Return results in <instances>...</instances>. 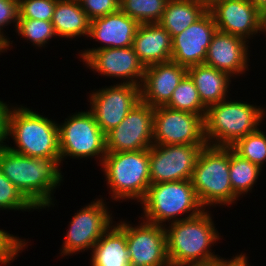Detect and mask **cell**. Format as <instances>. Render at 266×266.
<instances>
[{"label": "cell", "instance_id": "1", "mask_svg": "<svg viewBox=\"0 0 266 266\" xmlns=\"http://www.w3.org/2000/svg\"><path fill=\"white\" fill-rule=\"evenodd\" d=\"M59 167L53 158H33L0 148L3 174L36 209L53 205L51 195L63 180Z\"/></svg>", "mask_w": 266, "mask_h": 266}, {"label": "cell", "instance_id": "2", "mask_svg": "<svg viewBox=\"0 0 266 266\" xmlns=\"http://www.w3.org/2000/svg\"><path fill=\"white\" fill-rule=\"evenodd\" d=\"M211 218L210 213L203 210L195 217L171 222L169 229L165 228L170 263L187 265L220 258L210 249L220 239Z\"/></svg>", "mask_w": 266, "mask_h": 266}, {"label": "cell", "instance_id": "3", "mask_svg": "<svg viewBox=\"0 0 266 266\" xmlns=\"http://www.w3.org/2000/svg\"><path fill=\"white\" fill-rule=\"evenodd\" d=\"M7 136L13 137L16 147L11 151L33 158H53L61 162L58 124L27 107L11 108Z\"/></svg>", "mask_w": 266, "mask_h": 266}, {"label": "cell", "instance_id": "4", "mask_svg": "<svg viewBox=\"0 0 266 266\" xmlns=\"http://www.w3.org/2000/svg\"><path fill=\"white\" fill-rule=\"evenodd\" d=\"M264 116L263 108L246 102L225 99L212 104L204 118L205 141L211 146L231 147L257 130Z\"/></svg>", "mask_w": 266, "mask_h": 266}, {"label": "cell", "instance_id": "5", "mask_svg": "<svg viewBox=\"0 0 266 266\" xmlns=\"http://www.w3.org/2000/svg\"><path fill=\"white\" fill-rule=\"evenodd\" d=\"M191 183L201 206L230 205L238 200L229 179V147L206 145L200 152Z\"/></svg>", "mask_w": 266, "mask_h": 266}, {"label": "cell", "instance_id": "6", "mask_svg": "<svg viewBox=\"0 0 266 266\" xmlns=\"http://www.w3.org/2000/svg\"><path fill=\"white\" fill-rule=\"evenodd\" d=\"M101 166L114 200L144 199L151 185L149 149L107 152Z\"/></svg>", "mask_w": 266, "mask_h": 266}, {"label": "cell", "instance_id": "7", "mask_svg": "<svg viewBox=\"0 0 266 266\" xmlns=\"http://www.w3.org/2000/svg\"><path fill=\"white\" fill-rule=\"evenodd\" d=\"M140 203L143 205L146 222L164 226L162 223L171 219V222L189 219L205 210L196 196L191 180L151 184ZM184 213L189 215L177 218Z\"/></svg>", "mask_w": 266, "mask_h": 266}, {"label": "cell", "instance_id": "8", "mask_svg": "<svg viewBox=\"0 0 266 266\" xmlns=\"http://www.w3.org/2000/svg\"><path fill=\"white\" fill-rule=\"evenodd\" d=\"M58 125L61 161L64 157H99L100 165L107 153L106 134L100 130L90 111L78 112Z\"/></svg>", "mask_w": 266, "mask_h": 266}, {"label": "cell", "instance_id": "9", "mask_svg": "<svg viewBox=\"0 0 266 266\" xmlns=\"http://www.w3.org/2000/svg\"><path fill=\"white\" fill-rule=\"evenodd\" d=\"M154 145L207 144L204 136V118L192 112L168 106L154 108Z\"/></svg>", "mask_w": 266, "mask_h": 266}, {"label": "cell", "instance_id": "10", "mask_svg": "<svg viewBox=\"0 0 266 266\" xmlns=\"http://www.w3.org/2000/svg\"><path fill=\"white\" fill-rule=\"evenodd\" d=\"M206 145L153 144L149 148L151 184L191 180L197 158Z\"/></svg>", "mask_w": 266, "mask_h": 266}, {"label": "cell", "instance_id": "11", "mask_svg": "<svg viewBox=\"0 0 266 266\" xmlns=\"http://www.w3.org/2000/svg\"><path fill=\"white\" fill-rule=\"evenodd\" d=\"M104 201L98 199L77 212L70 221L61 254L70 255L92 249L112 226V217Z\"/></svg>", "mask_w": 266, "mask_h": 266}, {"label": "cell", "instance_id": "12", "mask_svg": "<svg viewBox=\"0 0 266 266\" xmlns=\"http://www.w3.org/2000/svg\"><path fill=\"white\" fill-rule=\"evenodd\" d=\"M136 227L120 221L126 234L130 266H164L169 263L164 225L142 221Z\"/></svg>", "mask_w": 266, "mask_h": 266}, {"label": "cell", "instance_id": "13", "mask_svg": "<svg viewBox=\"0 0 266 266\" xmlns=\"http://www.w3.org/2000/svg\"><path fill=\"white\" fill-rule=\"evenodd\" d=\"M153 122L154 108L140 101L106 134L107 152L149 149L153 145Z\"/></svg>", "mask_w": 266, "mask_h": 266}, {"label": "cell", "instance_id": "14", "mask_svg": "<svg viewBox=\"0 0 266 266\" xmlns=\"http://www.w3.org/2000/svg\"><path fill=\"white\" fill-rule=\"evenodd\" d=\"M89 110L101 131L107 134L118 126L128 112L141 101L140 86L125 81L90 94Z\"/></svg>", "mask_w": 266, "mask_h": 266}, {"label": "cell", "instance_id": "15", "mask_svg": "<svg viewBox=\"0 0 266 266\" xmlns=\"http://www.w3.org/2000/svg\"><path fill=\"white\" fill-rule=\"evenodd\" d=\"M208 10L221 32L246 41L260 33L263 14L251 0H208Z\"/></svg>", "mask_w": 266, "mask_h": 266}, {"label": "cell", "instance_id": "16", "mask_svg": "<svg viewBox=\"0 0 266 266\" xmlns=\"http://www.w3.org/2000/svg\"><path fill=\"white\" fill-rule=\"evenodd\" d=\"M217 27L208 10L200 19L172 38L171 61L189 68L204 64Z\"/></svg>", "mask_w": 266, "mask_h": 266}, {"label": "cell", "instance_id": "17", "mask_svg": "<svg viewBox=\"0 0 266 266\" xmlns=\"http://www.w3.org/2000/svg\"><path fill=\"white\" fill-rule=\"evenodd\" d=\"M83 62L101 75L118 77L121 80L123 78L126 83L136 86H141L144 78L145 66L139 61L132 46L99 49L92 52Z\"/></svg>", "mask_w": 266, "mask_h": 266}, {"label": "cell", "instance_id": "18", "mask_svg": "<svg viewBox=\"0 0 266 266\" xmlns=\"http://www.w3.org/2000/svg\"><path fill=\"white\" fill-rule=\"evenodd\" d=\"M139 25L135 19L120 10L90 21L88 37L100 41L104 46L82 51V60L99 49L131 47Z\"/></svg>", "mask_w": 266, "mask_h": 266}, {"label": "cell", "instance_id": "19", "mask_svg": "<svg viewBox=\"0 0 266 266\" xmlns=\"http://www.w3.org/2000/svg\"><path fill=\"white\" fill-rule=\"evenodd\" d=\"M186 74L187 68L172 61L146 66L140 86L141 101L153 108L166 105Z\"/></svg>", "mask_w": 266, "mask_h": 266}, {"label": "cell", "instance_id": "20", "mask_svg": "<svg viewBox=\"0 0 266 266\" xmlns=\"http://www.w3.org/2000/svg\"><path fill=\"white\" fill-rule=\"evenodd\" d=\"M246 43L244 38L217 30L207 49L204 64L226 72L230 76L243 74L245 69H248V60H250L249 46Z\"/></svg>", "mask_w": 266, "mask_h": 266}, {"label": "cell", "instance_id": "21", "mask_svg": "<svg viewBox=\"0 0 266 266\" xmlns=\"http://www.w3.org/2000/svg\"><path fill=\"white\" fill-rule=\"evenodd\" d=\"M132 47L145 67L171 61L172 38L159 23L140 24Z\"/></svg>", "mask_w": 266, "mask_h": 266}, {"label": "cell", "instance_id": "22", "mask_svg": "<svg viewBox=\"0 0 266 266\" xmlns=\"http://www.w3.org/2000/svg\"><path fill=\"white\" fill-rule=\"evenodd\" d=\"M187 74L193 80L200 100L206 107L219 103L228 96L231 76L226 72L205 64H199L187 68Z\"/></svg>", "mask_w": 266, "mask_h": 266}, {"label": "cell", "instance_id": "23", "mask_svg": "<svg viewBox=\"0 0 266 266\" xmlns=\"http://www.w3.org/2000/svg\"><path fill=\"white\" fill-rule=\"evenodd\" d=\"M208 11V0H168L159 24L171 38L180 34Z\"/></svg>", "mask_w": 266, "mask_h": 266}, {"label": "cell", "instance_id": "24", "mask_svg": "<svg viewBox=\"0 0 266 266\" xmlns=\"http://www.w3.org/2000/svg\"><path fill=\"white\" fill-rule=\"evenodd\" d=\"M91 266H130L126 234L112 225L92 248Z\"/></svg>", "mask_w": 266, "mask_h": 266}, {"label": "cell", "instance_id": "25", "mask_svg": "<svg viewBox=\"0 0 266 266\" xmlns=\"http://www.w3.org/2000/svg\"><path fill=\"white\" fill-rule=\"evenodd\" d=\"M51 23L59 37L89 35L90 20L79 0H57Z\"/></svg>", "mask_w": 266, "mask_h": 266}, {"label": "cell", "instance_id": "26", "mask_svg": "<svg viewBox=\"0 0 266 266\" xmlns=\"http://www.w3.org/2000/svg\"><path fill=\"white\" fill-rule=\"evenodd\" d=\"M261 170L257 165L242 158L229 147V179L232 190L238 198L254 187Z\"/></svg>", "mask_w": 266, "mask_h": 266}, {"label": "cell", "instance_id": "27", "mask_svg": "<svg viewBox=\"0 0 266 266\" xmlns=\"http://www.w3.org/2000/svg\"><path fill=\"white\" fill-rule=\"evenodd\" d=\"M172 109L192 112L205 118L207 107L200 100L193 80L186 74L173 91L170 101L165 105Z\"/></svg>", "mask_w": 266, "mask_h": 266}, {"label": "cell", "instance_id": "28", "mask_svg": "<svg viewBox=\"0 0 266 266\" xmlns=\"http://www.w3.org/2000/svg\"><path fill=\"white\" fill-rule=\"evenodd\" d=\"M168 0H120L119 10L139 24L158 23Z\"/></svg>", "mask_w": 266, "mask_h": 266}, {"label": "cell", "instance_id": "29", "mask_svg": "<svg viewBox=\"0 0 266 266\" xmlns=\"http://www.w3.org/2000/svg\"><path fill=\"white\" fill-rule=\"evenodd\" d=\"M231 148L262 169L266 161V135L260 128L239 139Z\"/></svg>", "mask_w": 266, "mask_h": 266}, {"label": "cell", "instance_id": "30", "mask_svg": "<svg viewBox=\"0 0 266 266\" xmlns=\"http://www.w3.org/2000/svg\"><path fill=\"white\" fill-rule=\"evenodd\" d=\"M16 31L37 47L46 46L52 37L57 36L51 21L30 18H19Z\"/></svg>", "mask_w": 266, "mask_h": 266}, {"label": "cell", "instance_id": "31", "mask_svg": "<svg viewBox=\"0 0 266 266\" xmlns=\"http://www.w3.org/2000/svg\"><path fill=\"white\" fill-rule=\"evenodd\" d=\"M31 210L36 209L14 186V184L5 177L0 168V210Z\"/></svg>", "mask_w": 266, "mask_h": 266}, {"label": "cell", "instance_id": "32", "mask_svg": "<svg viewBox=\"0 0 266 266\" xmlns=\"http://www.w3.org/2000/svg\"><path fill=\"white\" fill-rule=\"evenodd\" d=\"M57 0H19V18L52 21Z\"/></svg>", "mask_w": 266, "mask_h": 266}, {"label": "cell", "instance_id": "33", "mask_svg": "<svg viewBox=\"0 0 266 266\" xmlns=\"http://www.w3.org/2000/svg\"><path fill=\"white\" fill-rule=\"evenodd\" d=\"M90 21L115 13L119 10L120 0H79Z\"/></svg>", "mask_w": 266, "mask_h": 266}, {"label": "cell", "instance_id": "34", "mask_svg": "<svg viewBox=\"0 0 266 266\" xmlns=\"http://www.w3.org/2000/svg\"><path fill=\"white\" fill-rule=\"evenodd\" d=\"M19 19V0H0V35H2L8 41V48L10 47V40L4 36L2 31L5 26L16 23L17 26ZM2 31V32H1Z\"/></svg>", "mask_w": 266, "mask_h": 266}, {"label": "cell", "instance_id": "35", "mask_svg": "<svg viewBox=\"0 0 266 266\" xmlns=\"http://www.w3.org/2000/svg\"><path fill=\"white\" fill-rule=\"evenodd\" d=\"M11 108L6 103H3L0 100V148L6 147L4 145L6 142L5 139L8 138L7 131H8V116ZM4 143V144H3Z\"/></svg>", "mask_w": 266, "mask_h": 266}, {"label": "cell", "instance_id": "36", "mask_svg": "<svg viewBox=\"0 0 266 266\" xmlns=\"http://www.w3.org/2000/svg\"><path fill=\"white\" fill-rule=\"evenodd\" d=\"M236 256H233V259L225 260L223 258H218L213 261L205 262V263H194V264H187L182 266H228Z\"/></svg>", "mask_w": 266, "mask_h": 266}, {"label": "cell", "instance_id": "37", "mask_svg": "<svg viewBox=\"0 0 266 266\" xmlns=\"http://www.w3.org/2000/svg\"><path fill=\"white\" fill-rule=\"evenodd\" d=\"M255 6L259 9V11L266 15V0H251Z\"/></svg>", "mask_w": 266, "mask_h": 266}, {"label": "cell", "instance_id": "38", "mask_svg": "<svg viewBox=\"0 0 266 266\" xmlns=\"http://www.w3.org/2000/svg\"><path fill=\"white\" fill-rule=\"evenodd\" d=\"M228 266H244V254H239Z\"/></svg>", "mask_w": 266, "mask_h": 266}, {"label": "cell", "instance_id": "39", "mask_svg": "<svg viewBox=\"0 0 266 266\" xmlns=\"http://www.w3.org/2000/svg\"><path fill=\"white\" fill-rule=\"evenodd\" d=\"M6 49H8V41L0 35V52L5 51Z\"/></svg>", "mask_w": 266, "mask_h": 266}, {"label": "cell", "instance_id": "40", "mask_svg": "<svg viewBox=\"0 0 266 266\" xmlns=\"http://www.w3.org/2000/svg\"><path fill=\"white\" fill-rule=\"evenodd\" d=\"M260 32H266V15H263L262 17Z\"/></svg>", "mask_w": 266, "mask_h": 266}, {"label": "cell", "instance_id": "41", "mask_svg": "<svg viewBox=\"0 0 266 266\" xmlns=\"http://www.w3.org/2000/svg\"><path fill=\"white\" fill-rule=\"evenodd\" d=\"M244 266H249V264H248V259H247V257L245 256V254H244Z\"/></svg>", "mask_w": 266, "mask_h": 266}, {"label": "cell", "instance_id": "42", "mask_svg": "<svg viewBox=\"0 0 266 266\" xmlns=\"http://www.w3.org/2000/svg\"><path fill=\"white\" fill-rule=\"evenodd\" d=\"M164 266H182V265H178V264H173V263H168V264H166V265H164Z\"/></svg>", "mask_w": 266, "mask_h": 266}]
</instances>
